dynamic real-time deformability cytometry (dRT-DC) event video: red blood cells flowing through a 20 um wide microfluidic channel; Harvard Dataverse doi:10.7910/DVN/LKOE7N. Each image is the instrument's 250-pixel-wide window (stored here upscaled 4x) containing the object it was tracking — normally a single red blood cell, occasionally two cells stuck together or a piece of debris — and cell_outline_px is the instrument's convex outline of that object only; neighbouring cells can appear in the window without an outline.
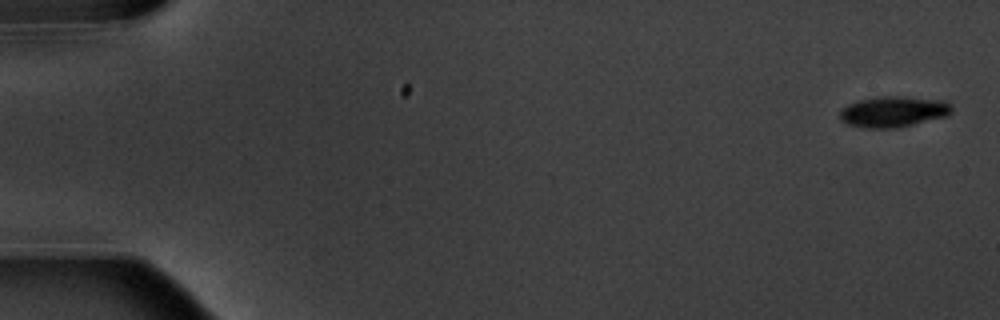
{"species": "common noctule bat (a hibernating species)", "species_latin": "Nyctalus noctula", "temperature_condition": "warm", "stored_images_in_passage": 4, "camera_frame_rate_fps": 3000, "um_per_image_px": 0.085, "animal": {"sex": "male", "body_mass_g": 20.1, "forearm_length_mm": 53.5}, "frame": {"image": 1, "passage_image": 1, "time_ms": 0.0, "image_size_px": [1000, 320], "cell_outline_px": [[952, 112], [948, 116], [896, 128], [864, 128], [844, 124], [840, 120], [840, 112], [848, 104], [856, 100], [876, 96], [900, 96], [948, 100], [952, 104]], "centroid_in_image_um": [75.95, 9.48], "position_along_channel_um": 9.0, "area_um2": 20.58}}